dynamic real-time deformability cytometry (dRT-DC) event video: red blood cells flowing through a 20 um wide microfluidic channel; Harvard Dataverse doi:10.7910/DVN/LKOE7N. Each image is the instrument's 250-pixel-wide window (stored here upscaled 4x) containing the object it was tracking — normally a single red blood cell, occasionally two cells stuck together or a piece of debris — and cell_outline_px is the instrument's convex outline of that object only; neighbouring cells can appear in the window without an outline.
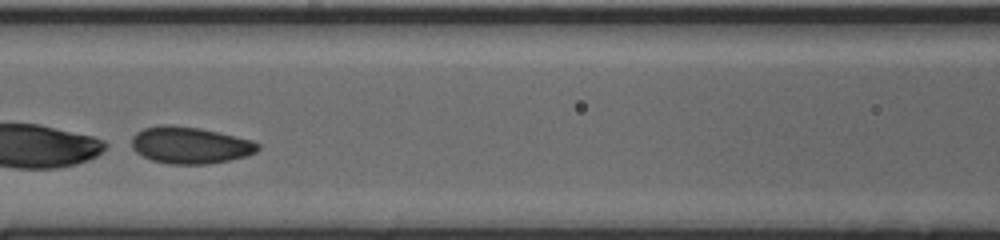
{"species": "human", "species_latin": "Homo sapiens", "temperature_condition": "cold", "stored_images_in_passage": 30, "segment_of_instrument_passage": [2, 2], "camera_frame_rate_fps": 3000, "um_per_image_px": 0.085, "donor": {"sex": "male"}, "frame": {"image": 1, "passage_image": 12, "time_ms": 3.667, "image_size_px": [1000, 240], "cell_outline_px": [[260, 148], [256, 152], [248, 156], [208, 164], [168, 164], [152, 160], [136, 152], [132, 148], [132, 136], [136, 132], [144, 128], [160, 124], [168, 124], [200, 128], [252, 140], [260, 144]], "centroid_in_image_um": [16.15, 12.34], "position_along_channel_um": 150.4, "area_um2": 27.17}}
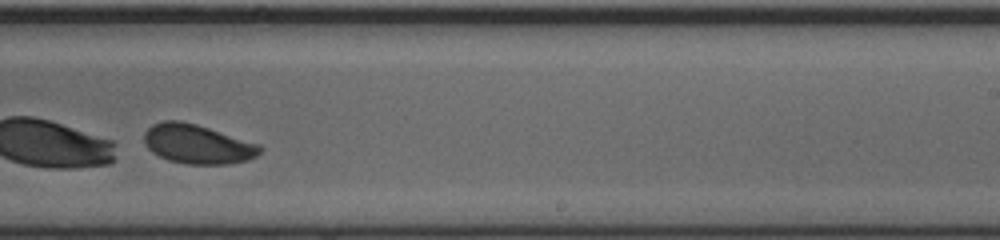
{"frame": {"image": 2, "passage_image": 21, "time_ms": 6.667, "image_size_px": [1000, 240], "cell_outline_px": [[264, 148], [256, 156], [248, 160], [228, 164], [184, 164], [168, 160], [152, 152], [144, 144], [144, 132], [152, 124], [164, 120], [180, 120], [196, 124], [260, 144]], "centroid_in_image_um": [16.78, 12.25], "position_along_channel_um": 272.2, "area_um2": 26.65}}
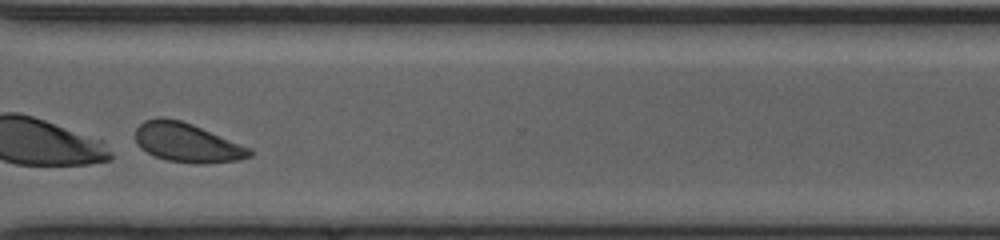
{"frame": {"image": 3, "passage_image": 27, "time_ms": 8.667, "image_size_px": [1000, 240], "cell_outline_px": [[252, 156], [240, 160], [204, 164], [200, 164], [168, 160], [156, 156], [140, 148], [136, 140], [136, 128], [144, 120], [156, 116], [164, 116], [180, 120], [192, 124], [252, 148]], "centroid_in_image_um": [15.92, 12.11], "position_along_channel_um": 354.7, "area_um2": 26.18}}